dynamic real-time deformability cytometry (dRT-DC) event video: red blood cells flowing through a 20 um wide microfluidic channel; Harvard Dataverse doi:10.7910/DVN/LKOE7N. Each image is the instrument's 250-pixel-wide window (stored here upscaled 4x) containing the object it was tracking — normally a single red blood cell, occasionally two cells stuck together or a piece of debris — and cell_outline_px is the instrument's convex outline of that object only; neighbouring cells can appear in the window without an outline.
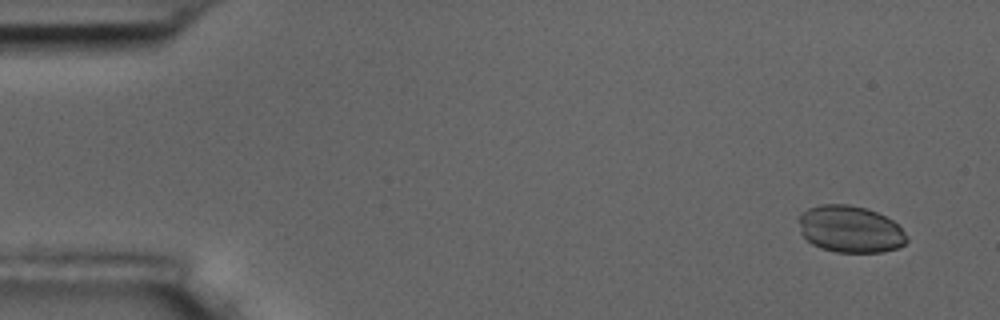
{"species": "common noctule bat (a hibernating species)", "species_latin": "Nyctalus noctula", "temperature_condition": "room temperature", "stored_images_in_passage": 6, "camera_frame_rate_fps": 3000, "um_per_image_px": 0.085, "animal": {"sex": "male", "body_mass_g": 17.5, "forearm_length_mm": 52.3}, "frame": {"image": 1, "passage_image": 1, "time_ms": 0.0, "image_size_px": [1000, 320], "cell_outline_px": [[908, 240], [904, 244], [896, 248], [880, 252], [836, 252], [820, 248], [812, 244], [800, 232], [796, 220], [800, 212], [808, 208], [820, 204], [848, 204], [868, 208], [892, 220], [908, 236]], "centroid_in_image_um": [72.21, 19.46], "position_along_channel_um": 12.8, "area_um2": 29.77}}